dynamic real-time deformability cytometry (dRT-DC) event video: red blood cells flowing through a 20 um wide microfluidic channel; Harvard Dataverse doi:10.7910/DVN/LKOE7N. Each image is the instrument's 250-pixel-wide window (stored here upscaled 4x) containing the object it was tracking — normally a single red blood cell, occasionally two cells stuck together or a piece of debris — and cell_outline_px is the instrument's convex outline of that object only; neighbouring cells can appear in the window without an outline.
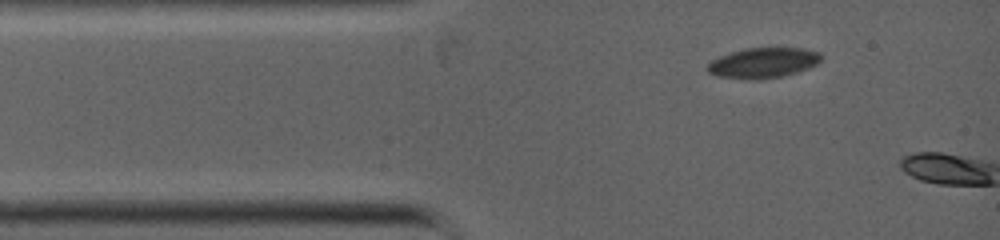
{"species": "common noctule bat (a hibernating species)", "species_latin": "Nyctalus noctula", "temperature_condition": "warm", "stored_images_in_passage": 4, "camera_frame_rate_fps": 5000, "um_per_image_px": 0.085, "animal": {"sex": "female", "body_mass_g": 19.0, "forearm_length_mm": 53.3}, "frame": {"image": 1, "passage_image": 1, "time_ms": 0.0, "image_size_px": [1000, 240], "cell_outline_px": [[820, 60], [816, 64], [808, 68], [784, 76], [756, 80], [716, 76], [708, 72], [708, 64], [712, 60], [720, 56], [744, 48], [800, 48], [820, 52]], "centroid_in_image_um": [64.86, 5.34], "position_along_channel_um": 20.1, "area_um2": 19.88}}